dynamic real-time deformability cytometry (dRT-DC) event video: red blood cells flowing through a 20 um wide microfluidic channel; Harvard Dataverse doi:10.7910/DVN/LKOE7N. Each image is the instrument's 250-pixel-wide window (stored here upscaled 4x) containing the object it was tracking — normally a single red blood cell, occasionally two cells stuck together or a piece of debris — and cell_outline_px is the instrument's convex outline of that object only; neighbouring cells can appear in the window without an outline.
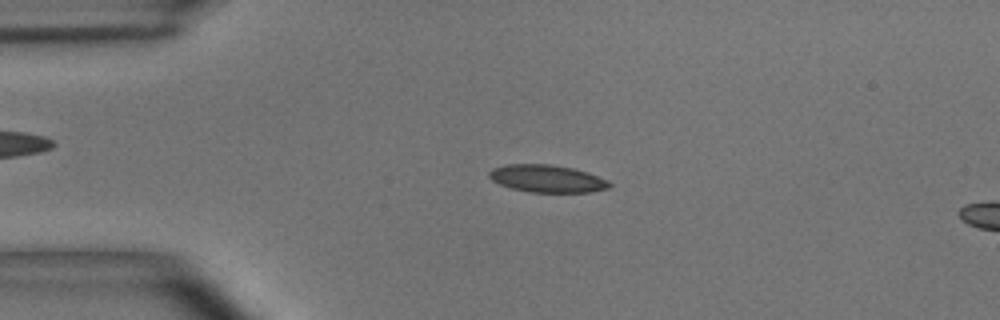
{"species": "common noctule bat (a hibernating species)", "species_latin": "Nyctalus noctula", "temperature_condition": "room temperature", "stored_images_in_passage": 5, "segment_of_instrument_passage": [1, 2], "camera_frame_rate_fps": 3000, "um_per_image_px": 0.085, "animal": {"sex": "male", "body_mass_g": 15.6}, "frame": {"image": 1, "passage_image": 3, "time_ms": 0.667, "image_size_px": [1000, 320], "cell_outline_px": [[612, 188], [588, 192], [528, 192], [512, 188], [500, 184], [492, 180], [488, 176], [488, 172], [492, 168], [508, 164], [552, 164], [572, 168], [588, 172], [608, 180], [612, 184]], "centroid_in_image_um": [46.52, 15.18], "position_along_channel_um": 38.5, "area_um2": 19.36}}